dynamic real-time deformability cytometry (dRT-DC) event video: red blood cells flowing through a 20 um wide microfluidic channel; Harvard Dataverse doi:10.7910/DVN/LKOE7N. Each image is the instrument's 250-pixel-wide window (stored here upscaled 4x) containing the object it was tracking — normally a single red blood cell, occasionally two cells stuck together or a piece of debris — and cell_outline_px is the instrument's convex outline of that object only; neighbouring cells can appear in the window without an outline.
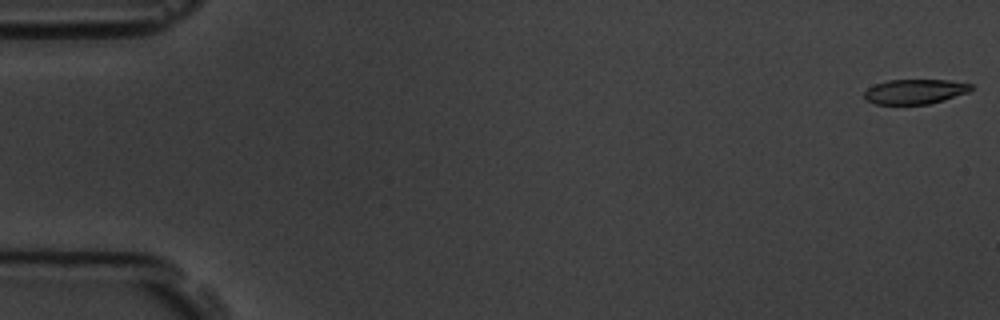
{"species": "common noctule bat (a hibernating species)", "species_latin": "Nyctalus noctula", "temperature_condition": "room temperature", "stored_images_in_passage": 8, "camera_frame_rate_fps": 3000, "um_per_image_px": 0.085, "animal": {"sex": "male", "body_mass_g": 19.5, "forearm_length_mm": 54.6}, "frame": {"image": 1, "passage_image": 1, "time_ms": 0.0, "image_size_px": [1000, 320], "cell_outline_px": [[972, 88], [968, 92], [944, 100], [928, 104], [876, 104], [864, 100], [864, 92], [868, 88], [876, 84], [888, 80], [948, 80], [972, 84]], "centroid_in_image_um": [77.75, 7.79], "position_along_channel_um": 7.3, "area_um2": 15.37}}
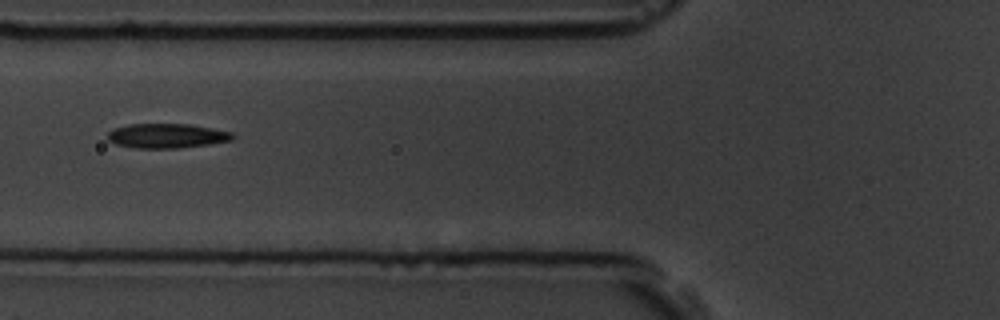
{"frame": {"image": 2, "passage_image": 7, "time_ms": 7.0, "image_size_px": [1000, 320], "cell_outline_px": [[236, 136], [232, 140], [208, 144], [180, 148], [136, 148], [116, 144], [108, 140], [108, 132], [112, 128], [128, 124], [188, 124], [212, 128], [232, 132]], "centroid_in_image_um": [14.17, 11.54], "position_along_channel_um": 111.6, "area_um2": 17.92}}
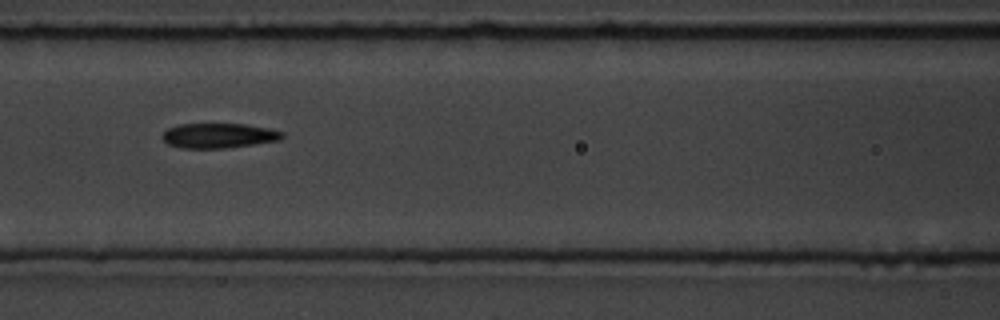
{"frame": {"image": 3, "passage_image": 8, "time_ms": 8.0, "image_size_px": [1000, 320], "cell_outline_px": [[284, 136], [280, 140], [224, 148], [180, 148], [168, 144], [160, 136], [168, 128], [176, 124], [244, 124], [268, 128], [284, 132]], "centroid_in_image_um": [18.56, 11.52], "position_along_channel_um": 148.0, "area_um2": 17.34}}